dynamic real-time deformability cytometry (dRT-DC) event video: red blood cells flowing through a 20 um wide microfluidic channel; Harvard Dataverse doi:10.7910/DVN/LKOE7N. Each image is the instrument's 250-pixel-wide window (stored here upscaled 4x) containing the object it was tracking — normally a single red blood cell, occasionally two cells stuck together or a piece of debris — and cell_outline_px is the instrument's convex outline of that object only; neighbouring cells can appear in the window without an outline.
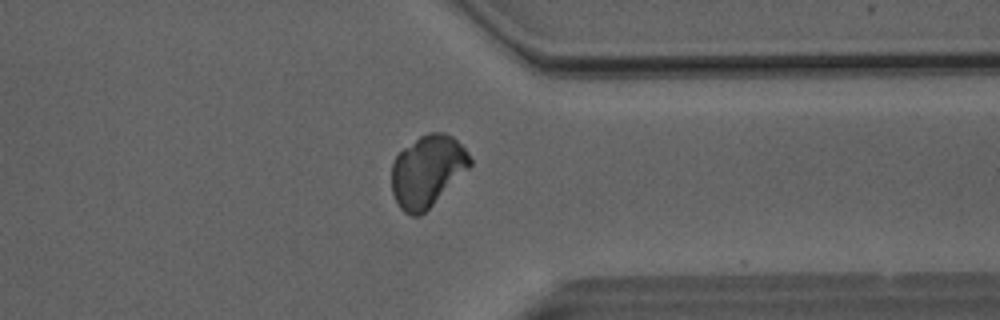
{"species": "Egyptian fruit bat (a non-hibernating species)", "species_latin": "Rousettus aegyptiacus", "temperature_condition": "room temperature", "stored_images_in_passage": 51, "camera_frame_rate_fps": 3000, "um_per_image_px": 0.085, "animal": {"sex": "male"}, "frame": {"image": 1, "passage_image": 40, "time_ms": 13.0, "image_size_px": [1000, 320], "cell_outline_px": [[472, 164], [420, 216], [412, 216], [404, 212], [400, 208], [392, 192], [392, 164], [396, 156], [404, 148], [420, 136], [428, 132], [444, 132], [452, 136], [468, 152], [472, 160]], "centroid_in_image_um": [36.31, 14.52], "position_along_channel_um": 375.1, "area_um2": 32.14}}
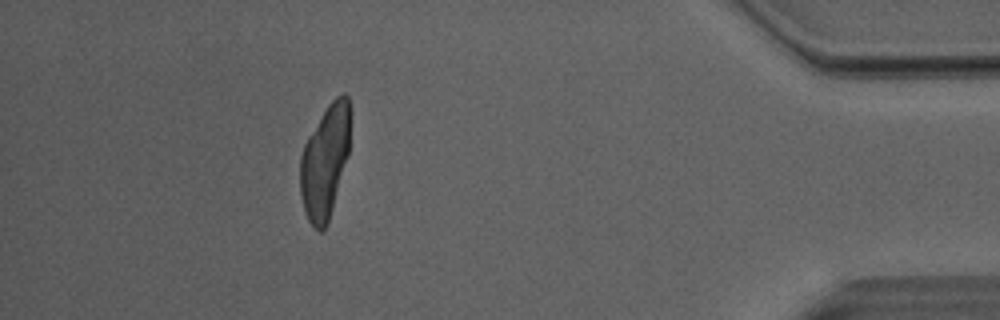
{"frame": {"image": 2, "passage_image": 46, "time_ms": 15.0, "image_size_px": [1000, 320], "cell_outline_px": [[348, 156], [328, 224], [320, 232], [308, 220], [304, 212], [300, 192], [300, 156], [304, 144], [308, 136], [328, 104], [336, 96], [344, 92], [348, 96]], "centroid_in_image_um": [27.59, 13.77], "position_along_channel_um": 407.6, "area_um2": 32.66}}